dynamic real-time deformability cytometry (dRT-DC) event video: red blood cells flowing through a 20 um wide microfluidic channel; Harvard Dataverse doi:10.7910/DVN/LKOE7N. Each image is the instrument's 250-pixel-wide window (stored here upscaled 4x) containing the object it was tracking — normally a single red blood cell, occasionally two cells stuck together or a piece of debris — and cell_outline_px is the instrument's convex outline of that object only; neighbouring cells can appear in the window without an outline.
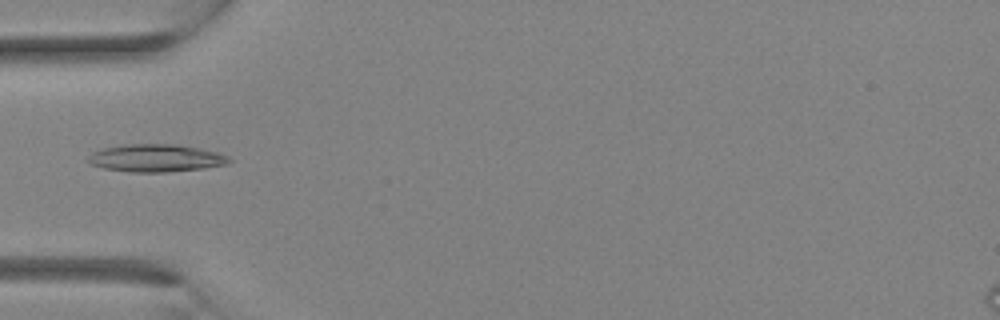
{"species": "Egyptian fruit bat (a non-hibernating species)", "species_latin": "Rousettus aegyptiacus", "temperature_condition": "room temperature", "stored_images_in_passage": 23, "camera_frame_rate_fps": 3000, "um_per_image_px": 0.085, "animal": {"sex": "female"}, "frame": {"image": 1, "passage_image": 2, "time_ms": 0.333, "image_size_px": [1000, 320], "cell_outline_px": [[232, 160], [228, 164], [204, 168], [168, 172], [128, 172], [104, 168], [88, 164], [88, 156], [92, 152], [104, 148], [120, 144], [176, 144], [200, 148], [216, 152], [228, 156]], "centroid_in_image_um": [13.24, 13.43], "position_along_channel_um": 71.8, "area_um2": 22.89}}
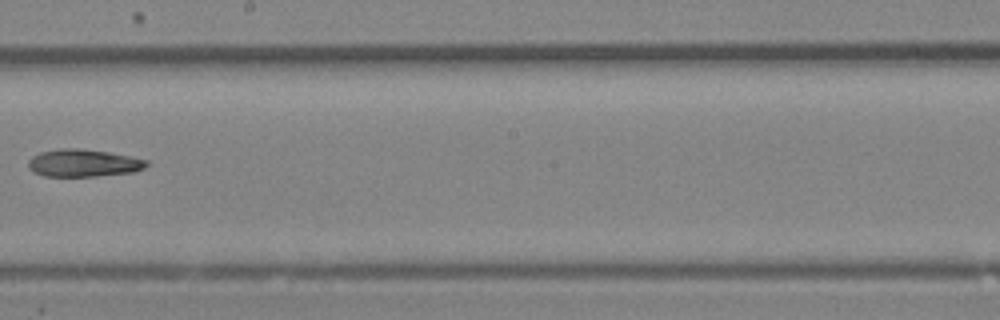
{"frame": {"image": 2, "passage_image": 10, "time_ms": 3.0, "image_size_px": [1000, 320], "cell_outline_px": [[148, 164], [144, 168], [132, 172], [96, 176], [44, 176], [32, 172], [28, 168], [28, 160], [32, 156], [40, 152], [60, 148], [80, 148], [108, 152], [132, 156], [148, 160]], "centroid_in_image_um": [7.06, 13.85], "position_along_channel_um": 241.1, "area_um2": 19.07}}
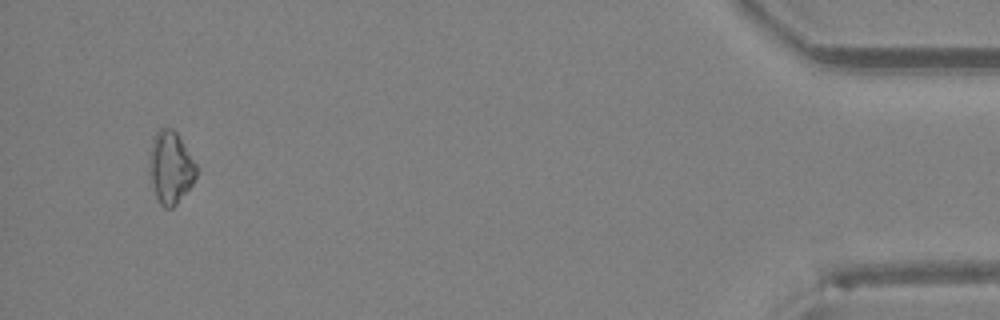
{"frame": {"image": 3, "passage_image": 22, "time_ms": 7.0, "image_size_px": [1000, 320], "cell_outline_px": [[200, 168], [192, 184], [176, 204], [172, 208], [164, 208], [160, 204], [156, 196], [148, 172], [148, 168], [152, 140], [156, 132], [160, 128], [172, 128], [176, 132]], "centroid_in_image_um": [14.51, 14.23], "position_along_channel_um": 420.7, "area_um2": 19.94}}